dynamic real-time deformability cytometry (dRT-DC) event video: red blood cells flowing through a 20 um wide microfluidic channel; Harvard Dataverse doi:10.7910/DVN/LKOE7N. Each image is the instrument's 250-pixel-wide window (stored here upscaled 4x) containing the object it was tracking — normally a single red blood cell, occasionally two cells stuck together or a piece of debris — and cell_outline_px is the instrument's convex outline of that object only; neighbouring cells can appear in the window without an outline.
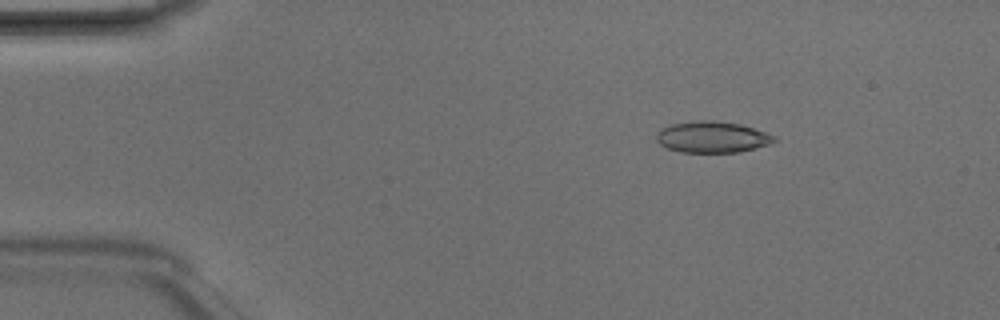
{"species": "Egyptian fruit bat (a non-hibernating species)", "species_latin": "Rousettus aegyptiacus", "temperature_condition": "room temperature", "stored_images_in_passage": 2, "camera_frame_rate_fps": 3000, "um_per_image_px": 0.085, "animal": {"sex": "male"}, "frame": {"image": 1, "passage_image": 1, "time_ms": 0.0, "image_size_px": [1000, 320], "cell_outline_px": [[780, 140], [768, 144], [740, 152], [680, 152], [668, 148], [660, 144], [656, 140], [656, 132], [672, 124], [696, 120], [712, 120], [740, 124], [776, 136]], "centroid_in_image_um": [60.54, 11.65], "position_along_channel_um": 24.5, "area_um2": 21.39}}